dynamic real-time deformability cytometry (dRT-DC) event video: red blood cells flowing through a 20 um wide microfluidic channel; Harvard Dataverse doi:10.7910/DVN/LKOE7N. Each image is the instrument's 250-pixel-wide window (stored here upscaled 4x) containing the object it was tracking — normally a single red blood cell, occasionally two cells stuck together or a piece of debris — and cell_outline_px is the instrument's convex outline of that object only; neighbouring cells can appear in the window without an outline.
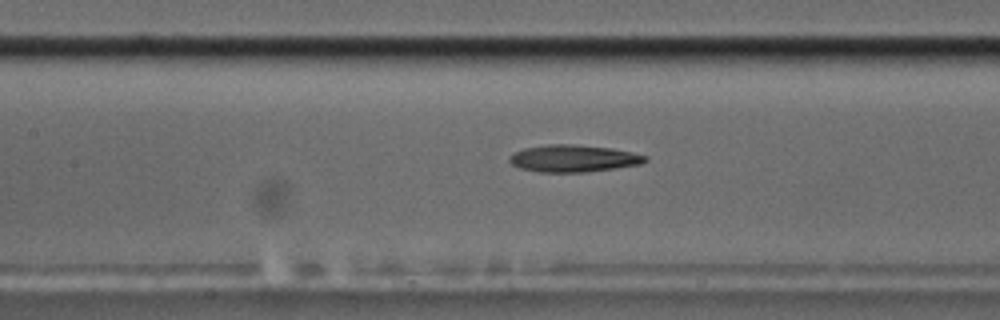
{"species": "common noctule bat (a hibernating species)", "species_latin": "Nyctalus noctula", "temperature_condition": "cold", "stored_images_in_passage": 38, "camera_frame_rate_fps": 3000, "um_per_image_px": 0.085, "animal": {"sex": "male", "body_mass_g": 17.5, "forearm_length_mm": 52.3}, "frame": {"image": 1, "passage_image": 8, "time_ms": 2.333, "image_size_px": [1000, 320], "cell_outline_px": [[648, 160], [640, 164], [616, 168], [584, 172], [540, 172], [520, 168], [512, 164], [508, 160], [508, 156], [524, 148], [544, 144], [576, 144], [612, 148], [632, 152], [648, 156]], "centroid_in_image_um": [48.74, 13.46], "position_along_channel_um": 158.7, "area_um2": 21.56}}
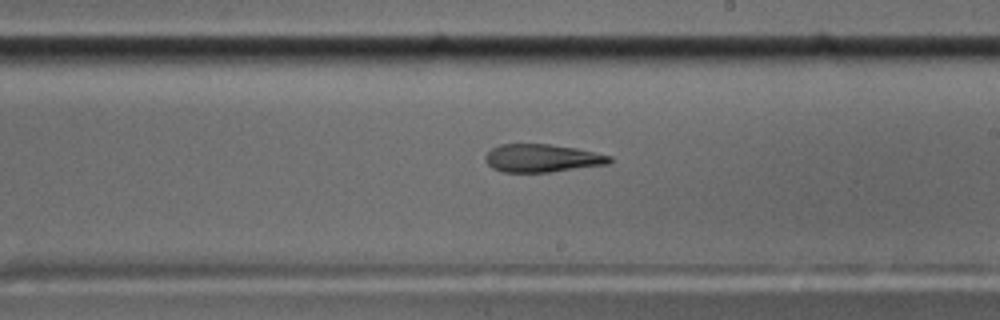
{"frame": {"image": 2, "passage_image": 15, "time_ms": 4.667, "image_size_px": [1000, 320], "cell_outline_px": [[612, 160], [608, 164], [552, 172], [504, 172], [492, 168], [484, 160], [484, 156], [492, 148], [500, 144], [548, 144], [576, 148], [612, 156]], "centroid_in_image_um": [46.06, 13.45], "position_along_channel_um": 242.9, "area_um2": 20.29}}
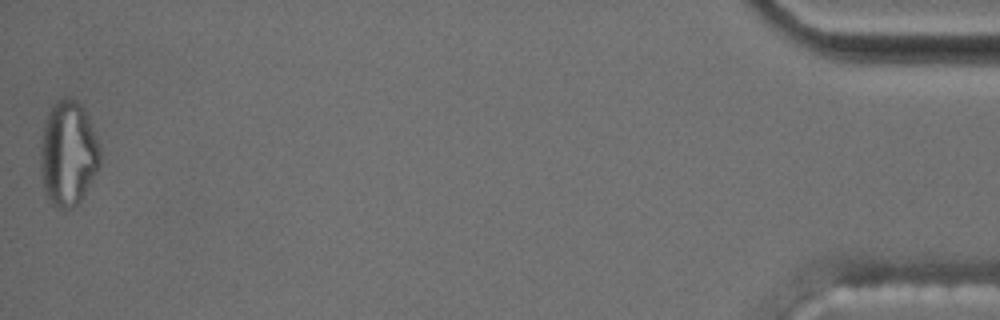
{"frame": {"image": 3, "passage_image": 38, "time_ms": 12.333, "image_size_px": [1000, 320], "cell_outline_px": [[100, 164], [96, 172], [80, 200], [72, 208], [60, 208], [52, 204], [44, 192], [40, 168], [40, 148], [44, 124], [52, 108], [64, 96], [68, 96], [76, 100], [84, 108], [88, 116], [96, 136], [100, 148]], "centroid_in_image_um": [5.79, 13.05], "position_along_channel_um": 429.4, "area_um2": 36.18}}